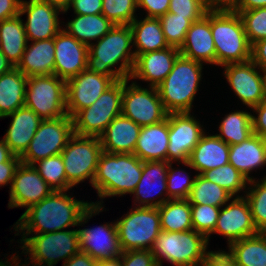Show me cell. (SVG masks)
Wrapping results in <instances>:
<instances>
[{"instance_id": "cell-1", "label": "cell", "mask_w": 266, "mask_h": 266, "mask_svg": "<svg viewBox=\"0 0 266 266\" xmlns=\"http://www.w3.org/2000/svg\"><path fill=\"white\" fill-rule=\"evenodd\" d=\"M90 205L91 201L79 200L69 190H54L26 209L12 225L13 231L15 234H44L78 227L82 213Z\"/></svg>"}, {"instance_id": "cell-2", "label": "cell", "mask_w": 266, "mask_h": 266, "mask_svg": "<svg viewBox=\"0 0 266 266\" xmlns=\"http://www.w3.org/2000/svg\"><path fill=\"white\" fill-rule=\"evenodd\" d=\"M135 62L129 25H114L97 42L88 46L87 69L109 77L130 78Z\"/></svg>"}, {"instance_id": "cell-3", "label": "cell", "mask_w": 266, "mask_h": 266, "mask_svg": "<svg viewBox=\"0 0 266 266\" xmlns=\"http://www.w3.org/2000/svg\"><path fill=\"white\" fill-rule=\"evenodd\" d=\"M143 171V161L134 154L108 153L102 151L97 170L92 182V188L98 198L91 204L104 206L108 197H123L136 189Z\"/></svg>"}, {"instance_id": "cell-4", "label": "cell", "mask_w": 266, "mask_h": 266, "mask_svg": "<svg viewBox=\"0 0 266 266\" xmlns=\"http://www.w3.org/2000/svg\"><path fill=\"white\" fill-rule=\"evenodd\" d=\"M204 64L177 57L168 76L157 86L160 99L168 114L191 113L203 74Z\"/></svg>"}, {"instance_id": "cell-5", "label": "cell", "mask_w": 266, "mask_h": 266, "mask_svg": "<svg viewBox=\"0 0 266 266\" xmlns=\"http://www.w3.org/2000/svg\"><path fill=\"white\" fill-rule=\"evenodd\" d=\"M211 33L216 49V66L251 60V48L239 13L211 10Z\"/></svg>"}, {"instance_id": "cell-6", "label": "cell", "mask_w": 266, "mask_h": 266, "mask_svg": "<svg viewBox=\"0 0 266 266\" xmlns=\"http://www.w3.org/2000/svg\"><path fill=\"white\" fill-rule=\"evenodd\" d=\"M208 239L196 232L161 231L156 237L151 252L158 266L168 262L173 266H202L210 250Z\"/></svg>"}, {"instance_id": "cell-7", "label": "cell", "mask_w": 266, "mask_h": 266, "mask_svg": "<svg viewBox=\"0 0 266 266\" xmlns=\"http://www.w3.org/2000/svg\"><path fill=\"white\" fill-rule=\"evenodd\" d=\"M21 236L18 246L28 260L37 266H55L60 260L63 264L80 252L77 229L62 230L44 234H14ZM20 241V242H19Z\"/></svg>"}, {"instance_id": "cell-8", "label": "cell", "mask_w": 266, "mask_h": 266, "mask_svg": "<svg viewBox=\"0 0 266 266\" xmlns=\"http://www.w3.org/2000/svg\"><path fill=\"white\" fill-rule=\"evenodd\" d=\"M132 207L115 221L120 248L122 252L151 250L161 232L159 210L153 207Z\"/></svg>"}, {"instance_id": "cell-9", "label": "cell", "mask_w": 266, "mask_h": 266, "mask_svg": "<svg viewBox=\"0 0 266 266\" xmlns=\"http://www.w3.org/2000/svg\"><path fill=\"white\" fill-rule=\"evenodd\" d=\"M24 105L42 120L66 116V81L55 74L28 77Z\"/></svg>"}, {"instance_id": "cell-10", "label": "cell", "mask_w": 266, "mask_h": 266, "mask_svg": "<svg viewBox=\"0 0 266 266\" xmlns=\"http://www.w3.org/2000/svg\"><path fill=\"white\" fill-rule=\"evenodd\" d=\"M123 79L116 81L89 107L73 117V131L81 136L100 137L122 110Z\"/></svg>"}, {"instance_id": "cell-11", "label": "cell", "mask_w": 266, "mask_h": 266, "mask_svg": "<svg viewBox=\"0 0 266 266\" xmlns=\"http://www.w3.org/2000/svg\"><path fill=\"white\" fill-rule=\"evenodd\" d=\"M103 211H106L105 206L91 204L82 213L78 225L81 228L77 229L80 251L90 255L96 261L114 259L122 254L115 220L104 222L96 227L85 226L93 216Z\"/></svg>"}, {"instance_id": "cell-12", "label": "cell", "mask_w": 266, "mask_h": 266, "mask_svg": "<svg viewBox=\"0 0 266 266\" xmlns=\"http://www.w3.org/2000/svg\"><path fill=\"white\" fill-rule=\"evenodd\" d=\"M100 137L73 134L61 152L67 181L74 187L92 182L102 153Z\"/></svg>"}, {"instance_id": "cell-13", "label": "cell", "mask_w": 266, "mask_h": 266, "mask_svg": "<svg viewBox=\"0 0 266 266\" xmlns=\"http://www.w3.org/2000/svg\"><path fill=\"white\" fill-rule=\"evenodd\" d=\"M123 79L121 114L139 126L157 124L167 118V111L160 99L157 87H142L137 81Z\"/></svg>"}, {"instance_id": "cell-14", "label": "cell", "mask_w": 266, "mask_h": 266, "mask_svg": "<svg viewBox=\"0 0 266 266\" xmlns=\"http://www.w3.org/2000/svg\"><path fill=\"white\" fill-rule=\"evenodd\" d=\"M73 134V120L68 115L42 120L28 148L20 156L21 162L33 165L44 158L61 154Z\"/></svg>"}, {"instance_id": "cell-15", "label": "cell", "mask_w": 266, "mask_h": 266, "mask_svg": "<svg viewBox=\"0 0 266 266\" xmlns=\"http://www.w3.org/2000/svg\"><path fill=\"white\" fill-rule=\"evenodd\" d=\"M193 114V115H192ZM169 144L167 148L168 162H186L194 147L200 141L202 135L207 131L204 124L194 113H170Z\"/></svg>"}, {"instance_id": "cell-16", "label": "cell", "mask_w": 266, "mask_h": 266, "mask_svg": "<svg viewBox=\"0 0 266 266\" xmlns=\"http://www.w3.org/2000/svg\"><path fill=\"white\" fill-rule=\"evenodd\" d=\"M234 96L251 110L266 99L262 70L252 61L231 63L221 67Z\"/></svg>"}, {"instance_id": "cell-17", "label": "cell", "mask_w": 266, "mask_h": 266, "mask_svg": "<svg viewBox=\"0 0 266 266\" xmlns=\"http://www.w3.org/2000/svg\"><path fill=\"white\" fill-rule=\"evenodd\" d=\"M120 77H109L83 70L66 81V110L69 117L91 106L101 94L110 88Z\"/></svg>"}, {"instance_id": "cell-18", "label": "cell", "mask_w": 266, "mask_h": 266, "mask_svg": "<svg viewBox=\"0 0 266 266\" xmlns=\"http://www.w3.org/2000/svg\"><path fill=\"white\" fill-rule=\"evenodd\" d=\"M250 205L245 198L232 197L219 211L216 227L212 234H219L227 239V244L258 234Z\"/></svg>"}, {"instance_id": "cell-19", "label": "cell", "mask_w": 266, "mask_h": 266, "mask_svg": "<svg viewBox=\"0 0 266 266\" xmlns=\"http://www.w3.org/2000/svg\"><path fill=\"white\" fill-rule=\"evenodd\" d=\"M60 14H63L60 9L47 3L22 0L19 15H27L26 21L23 20L27 40L34 42L54 38L63 28Z\"/></svg>"}, {"instance_id": "cell-20", "label": "cell", "mask_w": 266, "mask_h": 266, "mask_svg": "<svg viewBox=\"0 0 266 266\" xmlns=\"http://www.w3.org/2000/svg\"><path fill=\"white\" fill-rule=\"evenodd\" d=\"M54 190L44 181L33 165L20 162L9 189L8 208H25L39 203Z\"/></svg>"}, {"instance_id": "cell-21", "label": "cell", "mask_w": 266, "mask_h": 266, "mask_svg": "<svg viewBox=\"0 0 266 266\" xmlns=\"http://www.w3.org/2000/svg\"><path fill=\"white\" fill-rule=\"evenodd\" d=\"M168 161L143 162V171L131 194L133 206L158 208L170 198L167 195Z\"/></svg>"}, {"instance_id": "cell-22", "label": "cell", "mask_w": 266, "mask_h": 266, "mask_svg": "<svg viewBox=\"0 0 266 266\" xmlns=\"http://www.w3.org/2000/svg\"><path fill=\"white\" fill-rule=\"evenodd\" d=\"M54 74L67 81L87 69L88 46L62 29L55 37Z\"/></svg>"}, {"instance_id": "cell-23", "label": "cell", "mask_w": 266, "mask_h": 266, "mask_svg": "<svg viewBox=\"0 0 266 266\" xmlns=\"http://www.w3.org/2000/svg\"><path fill=\"white\" fill-rule=\"evenodd\" d=\"M179 55V49L174 47L140 54L135 57L129 79L157 87L168 76Z\"/></svg>"}, {"instance_id": "cell-24", "label": "cell", "mask_w": 266, "mask_h": 266, "mask_svg": "<svg viewBox=\"0 0 266 266\" xmlns=\"http://www.w3.org/2000/svg\"><path fill=\"white\" fill-rule=\"evenodd\" d=\"M186 58L216 66V49L211 33V10L199 20L192 22L183 46L179 50Z\"/></svg>"}, {"instance_id": "cell-25", "label": "cell", "mask_w": 266, "mask_h": 266, "mask_svg": "<svg viewBox=\"0 0 266 266\" xmlns=\"http://www.w3.org/2000/svg\"><path fill=\"white\" fill-rule=\"evenodd\" d=\"M229 163V145L216 134L205 132L192 150L188 161L177 162L179 166L195 170L196 174L221 167Z\"/></svg>"}, {"instance_id": "cell-26", "label": "cell", "mask_w": 266, "mask_h": 266, "mask_svg": "<svg viewBox=\"0 0 266 266\" xmlns=\"http://www.w3.org/2000/svg\"><path fill=\"white\" fill-rule=\"evenodd\" d=\"M8 117L12 120L2 139L10 151L20 157L28 148L42 119L25 105L4 118Z\"/></svg>"}, {"instance_id": "cell-27", "label": "cell", "mask_w": 266, "mask_h": 266, "mask_svg": "<svg viewBox=\"0 0 266 266\" xmlns=\"http://www.w3.org/2000/svg\"><path fill=\"white\" fill-rule=\"evenodd\" d=\"M229 163L248 181L256 179L250 174L266 166V139L253 133L243 142L230 145Z\"/></svg>"}, {"instance_id": "cell-28", "label": "cell", "mask_w": 266, "mask_h": 266, "mask_svg": "<svg viewBox=\"0 0 266 266\" xmlns=\"http://www.w3.org/2000/svg\"><path fill=\"white\" fill-rule=\"evenodd\" d=\"M141 126L120 114L116 116L100 136L102 150L108 153L133 154Z\"/></svg>"}, {"instance_id": "cell-29", "label": "cell", "mask_w": 266, "mask_h": 266, "mask_svg": "<svg viewBox=\"0 0 266 266\" xmlns=\"http://www.w3.org/2000/svg\"><path fill=\"white\" fill-rule=\"evenodd\" d=\"M168 135V115L157 124L142 126L133 154L143 162L167 161Z\"/></svg>"}, {"instance_id": "cell-30", "label": "cell", "mask_w": 266, "mask_h": 266, "mask_svg": "<svg viewBox=\"0 0 266 266\" xmlns=\"http://www.w3.org/2000/svg\"><path fill=\"white\" fill-rule=\"evenodd\" d=\"M55 44L54 38L28 41L17 69L25 76H41L54 74Z\"/></svg>"}, {"instance_id": "cell-31", "label": "cell", "mask_w": 266, "mask_h": 266, "mask_svg": "<svg viewBox=\"0 0 266 266\" xmlns=\"http://www.w3.org/2000/svg\"><path fill=\"white\" fill-rule=\"evenodd\" d=\"M132 31L135 57L152 51L169 47L159 18L136 17L129 25Z\"/></svg>"}, {"instance_id": "cell-32", "label": "cell", "mask_w": 266, "mask_h": 266, "mask_svg": "<svg viewBox=\"0 0 266 266\" xmlns=\"http://www.w3.org/2000/svg\"><path fill=\"white\" fill-rule=\"evenodd\" d=\"M73 16L66 23L63 21L62 29L87 46L97 42L115 25L103 14Z\"/></svg>"}, {"instance_id": "cell-33", "label": "cell", "mask_w": 266, "mask_h": 266, "mask_svg": "<svg viewBox=\"0 0 266 266\" xmlns=\"http://www.w3.org/2000/svg\"><path fill=\"white\" fill-rule=\"evenodd\" d=\"M27 43L20 15L0 21V51L14 67L20 63Z\"/></svg>"}, {"instance_id": "cell-34", "label": "cell", "mask_w": 266, "mask_h": 266, "mask_svg": "<svg viewBox=\"0 0 266 266\" xmlns=\"http://www.w3.org/2000/svg\"><path fill=\"white\" fill-rule=\"evenodd\" d=\"M27 79L16 67L0 75V119L24 106Z\"/></svg>"}, {"instance_id": "cell-35", "label": "cell", "mask_w": 266, "mask_h": 266, "mask_svg": "<svg viewBox=\"0 0 266 266\" xmlns=\"http://www.w3.org/2000/svg\"><path fill=\"white\" fill-rule=\"evenodd\" d=\"M229 255L238 266H266V233L234 241L227 245Z\"/></svg>"}, {"instance_id": "cell-36", "label": "cell", "mask_w": 266, "mask_h": 266, "mask_svg": "<svg viewBox=\"0 0 266 266\" xmlns=\"http://www.w3.org/2000/svg\"><path fill=\"white\" fill-rule=\"evenodd\" d=\"M221 118L216 135L229 146L239 144L253 134L251 110H231Z\"/></svg>"}, {"instance_id": "cell-37", "label": "cell", "mask_w": 266, "mask_h": 266, "mask_svg": "<svg viewBox=\"0 0 266 266\" xmlns=\"http://www.w3.org/2000/svg\"><path fill=\"white\" fill-rule=\"evenodd\" d=\"M161 231L193 230L191 204L187 199H169L158 207Z\"/></svg>"}, {"instance_id": "cell-38", "label": "cell", "mask_w": 266, "mask_h": 266, "mask_svg": "<svg viewBox=\"0 0 266 266\" xmlns=\"http://www.w3.org/2000/svg\"><path fill=\"white\" fill-rule=\"evenodd\" d=\"M233 196L224 188L196 174L187 200L191 205H210L222 207Z\"/></svg>"}, {"instance_id": "cell-39", "label": "cell", "mask_w": 266, "mask_h": 266, "mask_svg": "<svg viewBox=\"0 0 266 266\" xmlns=\"http://www.w3.org/2000/svg\"><path fill=\"white\" fill-rule=\"evenodd\" d=\"M201 176L210 182L218 184L233 197L244 196L249 182L248 179L230 163L205 171Z\"/></svg>"}, {"instance_id": "cell-40", "label": "cell", "mask_w": 266, "mask_h": 266, "mask_svg": "<svg viewBox=\"0 0 266 266\" xmlns=\"http://www.w3.org/2000/svg\"><path fill=\"white\" fill-rule=\"evenodd\" d=\"M39 175L55 191L71 190L73 186L67 181L63 157L61 154L44 158L33 164Z\"/></svg>"}, {"instance_id": "cell-41", "label": "cell", "mask_w": 266, "mask_h": 266, "mask_svg": "<svg viewBox=\"0 0 266 266\" xmlns=\"http://www.w3.org/2000/svg\"><path fill=\"white\" fill-rule=\"evenodd\" d=\"M244 196L250 205L256 229L266 233V178L250 180Z\"/></svg>"}, {"instance_id": "cell-42", "label": "cell", "mask_w": 266, "mask_h": 266, "mask_svg": "<svg viewBox=\"0 0 266 266\" xmlns=\"http://www.w3.org/2000/svg\"><path fill=\"white\" fill-rule=\"evenodd\" d=\"M159 20L169 47L180 50L185 42L186 34L192 21L189 18L180 17L169 12L159 17Z\"/></svg>"}, {"instance_id": "cell-43", "label": "cell", "mask_w": 266, "mask_h": 266, "mask_svg": "<svg viewBox=\"0 0 266 266\" xmlns=\"http://www.w3.org/2000/svg\"><path fill=\"white\" fill-rule=\"evenodd\" d=\"M137 10V0H102V14L115 25H130Z\"/></svg>"}, {"instance_id": "cell-44", "label": "cell", "mask_w": 266, "mask_h": 266, "mask_svg": "<svg viewBox=\"0 0 266 266\" xmlns=\"http://www.w3.org/2000/svg\"><path fill=\"white\" fill-rule=\"evenodd\" d=\"M174 162H169L167 173V195L170 199H187L193 186L196 174L190 177L187 170L174 167Z\"/></svg>"}, {"instance_id": "cell-45", "label": "cell", "mask_w": 266, "mask_h": 266, "mask_svg": "<svg viewBox=\"0 0 266 266\" xmlns=\"http://www.w3.org/2000/svg\"><path fill=\"white\" fill-rule=\"evenodd\" d=\"M220 209L221 207L210 205H191L193 230L204 235L208 243L216 227Z\"/></svg>"}, {"instance_id": "cell-46", "label": "cell", "mask_w": 266, "mask_h": 266, "mask_svg": "<svg viewBox=\"0 0 266 266\" xmlns=\"http://www.w3.org/2000/svg\"><path fill=\"white\" fill-rule=\"evenodd\" d=\"M239 15L251 45L266 38V7L241 11Z\"/></svg>"}, {"instance_id": "cell-47", "label": "cell", "mask_w": 266, "mask_h": 266, "mask_svg": "<svg viewBox=\"0 0 266 266\" xmlns=\"http://www.w3.org/2000/svg\"><path fill=\"white\" fill-rule=\"evenodd\" d=\"M207 11L203 0H170L168 9L169 13L189 18L192 22L201 19Z\"/></svg>"}, {"instance_id": "cell-48", "label": "cell", "mask_w": 266, "mask_h": 266, "mask_svg": "<svg viewBox=\"0 0 266 266\" xmlns=\"http://www.w3.org/2000/svg\"><path fill=\"white\" fill-rule=\"evenodd\" d=\"M122 266H158L151 250H127L121 254Z\"/></svg>"}, {"instance_id": "cell-49", "label": "cell", "mask_w": 266, "mask_h": 266, "mask_svg": "<svg viewBox=\"0 0 266 266\" xmlns=\"http://www.w3.org/2000/svg\"><path fill=\"white\" fill-rule=\"evenodd\" d=\"M70 9L77 15L102 14V0H71L68 10L63 14L67 15Z\"/></svg>"}, {"instance_id": "cell-50", "label": "cell", "mask_w": 266, "mask_h": 266, "mask_svg": "<svg viewBox=\"0 0 266 266\" xmlns=\"http://www.w3.org/2000/svg\"><path fill=\"white\" fill-rule=\"evenodd\" d=\"M170 0H137V8L143 9L145 17L159 18L169 9Z\"/></svg>"}, {"instance_id": "cell-51", "label": "cell", "mask_w": 266, "mask_h": 266, "mask_svg": "<svg viewBox=\"0 0 266 266\" xmlns=\"http://www.w3.org/2000/svg\"><path fill=\"white\" fill-rule=\"evenodd\" d=\"M253 133L266 139V99L251 109ZM256 115H255V114Z\"/></svg>"}, {"instance_id": "cell-52", "label": "cell", "mask_w": 266, "mask_h": 266, "mask_svg": "<svg viewBox=\"0 0 266 266\" xmlns=\"http://www.w3.org/2000/svg\"><path fill=\"white\" fill-rule=\"evenodd\" d=\"M20 162V157L13 155L7 162L0 163V187L10 185V189L14 173Z\"/></svg>"}, {"instance_id": "cell-53", "label": "cell", "mask_w": 266, "mask_h": 266, "mask_svg": "<svg viewBox=\"0 0 266 266\" xmlns=\"http://www.w3.org/2000/svg\"><path fill=\"white\" fill-rule=\"evenodd\" d=\"M202 266H238V264L227 251L219 249L210 251Z\"/></svg>"}, {"instance_id": "cell-54", "label": "cell", "mask_w": 266, "mask_h": 266, "mask_svg": "<svg viewBox=\"0 0 266 266\" xmlns=\"http://www.w3.org/2000/svg\"><path fill=\"white\" fill-rule=\"evenodd\" d=\"M251 60L260 69H266V38L252 44Z\"/></svg>"}, {"instance_id": "cell-55", "label": "cell", "mask_w": 266, "mask_h": 266, "mask_svg": "<svg viewBox=\"0 0 266 266\" xmlns=\"http://www.w3.org/2000/svg\"><path fill=\"white\" fill-rule=\"evenodd\" d=\"M22 0H0V21L19 15Z\"/></svg>"}, {"instance_id": "cell-56", "label": "cell", "mask_w": 266, "mask_h": 266, "mask_svg": "<svg viewBox=\"0 0 266 266\" xmlns=\"http://www.w3.org/2000/svg\"><path fill=\"white\" fill-rule=\"evenodd\" d=\"M96 264L97 261L90 255L80 251L72 256L67 262L62 264V266H96Z\"/></svg>"}, {"instance_id": "cell-57", "label": "cell", "mask_w": 266, "mask_h": 266, "mask_svg": "<svg viewBox=\"0 0 266 266\" xmlns=\"http://www.w3.org/2000/svg\"><path fill=\"white\" fill-rule=\"evenodd\" d=\"M238 0H203L208 10H233Z\"/></svg>"}, {"instance_id": "cell-58", "label": "cell", "mask_w": 266, "mask_h": 266, "mask_svg": "<svg viewBox=\"0 0 266 266\" xmlns=\"http://www.w3.org/2000/svg\"><path fill=\"white\" fill-rule=\"evenodd\" d=\"M266 7V0H238L233 11L240 13L251 9Z\"/></svg>"}, {"instance_id": "cell-59", "label": "cell", "mask_w": 266, "mask_h": 266, "mask_svg": "<svg viewBox=\"0 0 266 266\" xmlns=\"http://www.w3.org/2000/svg\"><path fill=\"white\" fill-rule=\"evenodd\" d=\"M19 253H20L19 251H17V252L15 251L14 255H13V253H12V255H10V259L8 257H6V255H5L4 261L2 259H0V266H37L32 261H30V260L28 261L27 257H25V259L23 260L24 263L21 262L22 256L21 255L19 256ZM12 264H14V265H12Z\"/></svg>"}, {"instance_id": "cell-60", "label": "cell", "mask_w": 266, "mask_h": 266, "mask_svg": "<svg viewBox=\"0 0 266 266\" xmlns=\"http://www.w3.org/2000/svg\"><path fill=\"white\" fill-rule=\"evenodd\" d=\"M14 154L3 139L0 140V163L7 162Z\"/></svg>"}, {"instance_id": "cell-61", "label": "cell", "mask_w": 266, "mask_h": 266, "mask_svg": "<svg viewBox=\"0 0 266 266\" xmlns=\"http://www.w3.org/2000/svg\"><path fill=\"white\" fill-rule=\"evenodd\" d=\"M38 1L55 6L58 9H60L62 12L67 11L71 3V0H38Z\"/></svg>"}, {"instance_id": "cell-62", "label": "cell", "mask_w": 266, "mask_h": 266, "mask_svg": "<svg viewBox=\"0 0 266 266\" xmlns=\"http://www.w3.org/2000/svg\"><path fill=\"white\" fill-rule=\"evenodd\" d=\"M12 68H14V66L0 51V75L9 72Z\"/></svg>"}, {"instance_id": "cell-63", "label": "cell", "mask_w": 266, "mask_h": 266, "mask_svg": "<svg viewBox=\"0 0 266 266\" xmlns=\"http://www.w3.org/2000/svg\"><path fill=\"white\" fill-rule=\"evenodd\" d=\"M96 266H122L121 256L114 259L98 260Z\"/></svg>"}, {"instance_id": "cell-64", "label": "cell", "mask_w": 266, "mask_h": 266, "mask_svg": "<svg viewBox=\"0 0 266 266\" xmlns=\"http://www.w3.org/2000/svg\"><path fill=\"white\" fill-rule=\"evenodd\" d=\"M261 70H262L264 90H265V95H266V69H261Z\"/></svg>"}]
</instances>
